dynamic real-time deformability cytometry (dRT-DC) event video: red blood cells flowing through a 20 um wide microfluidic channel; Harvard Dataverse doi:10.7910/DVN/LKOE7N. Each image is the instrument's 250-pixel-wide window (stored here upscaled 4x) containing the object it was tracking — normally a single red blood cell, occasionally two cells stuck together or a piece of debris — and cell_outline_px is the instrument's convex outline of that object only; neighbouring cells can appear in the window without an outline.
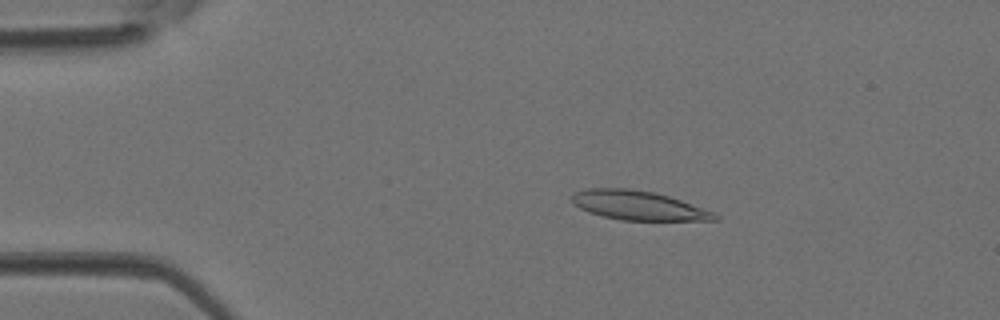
{"species": "Egyptian fruit bat (a non-hibernating species)", "species_latin": "Rousettus aegyptiacus", "temperature_condition": "room temperature", "stored_images_in_passage": 3, "camera_frame_rate_fps": 3000, "um_per_image_px": 0.085, "animal": {"sex": "female"}, "frame": {"image": 1, "passage_image": 2, "time_ms": 0.333, "image_size_px": [1000, 320], "cell_outline_px": [[720, 220], [620, 220], [588, 212], [572, 204], [568, 196], [576, 192], [588, 188], [628, 188], [652, 192], [668, 196], [716, 212], [720, 216]], "centroid_in_image_um": [54.24, 17.46], "position_along_channel_um": 30.8, "area_um2": 24.39}}